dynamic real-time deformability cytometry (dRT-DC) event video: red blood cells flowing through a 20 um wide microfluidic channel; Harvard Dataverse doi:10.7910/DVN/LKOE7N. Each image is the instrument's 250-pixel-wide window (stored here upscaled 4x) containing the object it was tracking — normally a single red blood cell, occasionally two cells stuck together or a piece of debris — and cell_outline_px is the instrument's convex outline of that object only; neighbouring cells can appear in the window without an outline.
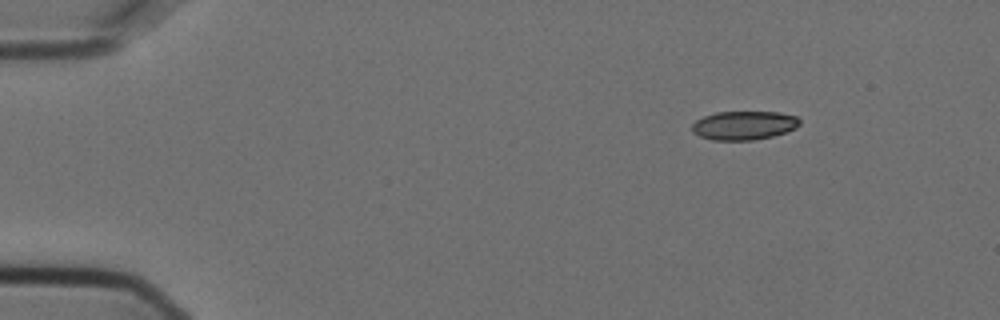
{"species": "Egyptian fruit bat (a non-hibernating species)", "species_latin": "Rousettus aegyptiacus", "temperature_condition": "cold", "stored_images_in_passage": 7, "camera_frame_rate_fps": 3000, "um_per_image_px": 0.085, "animal": {"sex": "female"}, "frame": {"image": 1, "passage_image": 1, "time_ms": 0.0, "image_size_px": [1000, 320], "cell_outline_px": [[800, 124], [796, 128], [772, 136], [752, 140], [712, 140], [700, 136], [692, 132], [692, 124], [696, 120], [704, 116], [716, 112], [780, 112], [796, 116], [800, 120]], "centroid_in_image_um": [63.23, 10.65], "position_along_channel_um": 21.8, "area_um2": 18.03}}
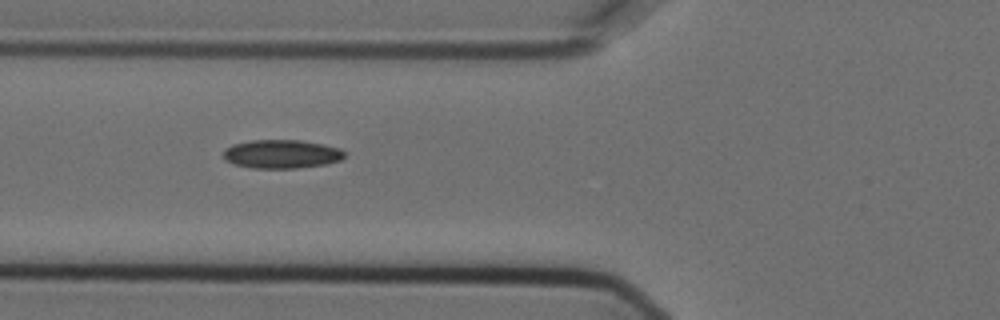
{"frame": {"image": 2, "passage_image": 5, "time_ms": 1.333, "image_size_px": [1000, 320], "cell_outline_px": [[344, 156], [340, 160], [324, 164], [296, 168], [252, 168], [232, 164], [224, 160], [224, 148], [232, 144], [252, 140], [300, 140], [324, 144], [340, 148], [344, 152]], "centroid_in_image_um": [23.89, 13.09], "position_along_channel_um": 101.9, "area_um2": 20.29}}
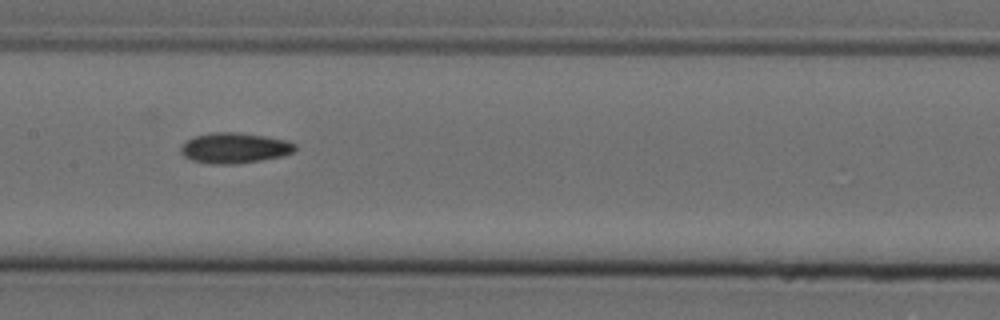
{"frame": {"image": 3, "passage_image": 7, "time_ms": 2.0, "image_size_px": [1000, 320], "cell_outline_px": [[296, 148], [292, 152], [280, 156], [260, 160], [232, 164], [212, 164], [192, 160], [184, 156], [180, 152], [180, 148], [188, 140], [196, 136], [212, 132], [236, 132], [264, 136], [288, 140], [296, 144]], "centroid_in_image_um": [19.93, 12.57], "position_along_channel_um": 187.5, "area_um2": 20.06}}